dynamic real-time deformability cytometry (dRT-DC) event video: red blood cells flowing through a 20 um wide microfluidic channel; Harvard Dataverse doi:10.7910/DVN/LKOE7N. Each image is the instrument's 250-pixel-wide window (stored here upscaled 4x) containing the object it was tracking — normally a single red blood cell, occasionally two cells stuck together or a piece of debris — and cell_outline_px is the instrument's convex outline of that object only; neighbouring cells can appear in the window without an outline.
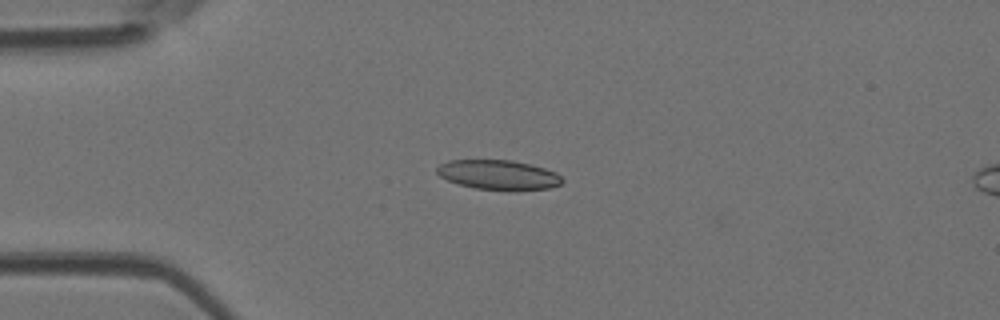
{"species": "Egyptian fruit bat (a non-hibernating species)", "species_latin": "Rousettus aegyptiacus", "temperature_condition": "room temperature", "stored_images_in_passage": 4, "camera_frame_rate_fps": 3000, "um_per_image_px": 0.085, "animal": {"sex": "female"}, "frame": {"image": 1, "passage_image": 3, "time_ms": 0.667, "image_size_px": [1000, 320], "cell_outline_px": [[564, 180], [560, 184], [548, 188], [476, 188], [460, 184], [448, 180], [440, 176], [436, 172], [436, 168], [440, 164], [448, 160], [512, 160], [544, 168], [556, 172]], "centroid_in_image_um": [42.32, 14.82], "position_along_channel_um": 42.7, "area_um2": 20.81}}